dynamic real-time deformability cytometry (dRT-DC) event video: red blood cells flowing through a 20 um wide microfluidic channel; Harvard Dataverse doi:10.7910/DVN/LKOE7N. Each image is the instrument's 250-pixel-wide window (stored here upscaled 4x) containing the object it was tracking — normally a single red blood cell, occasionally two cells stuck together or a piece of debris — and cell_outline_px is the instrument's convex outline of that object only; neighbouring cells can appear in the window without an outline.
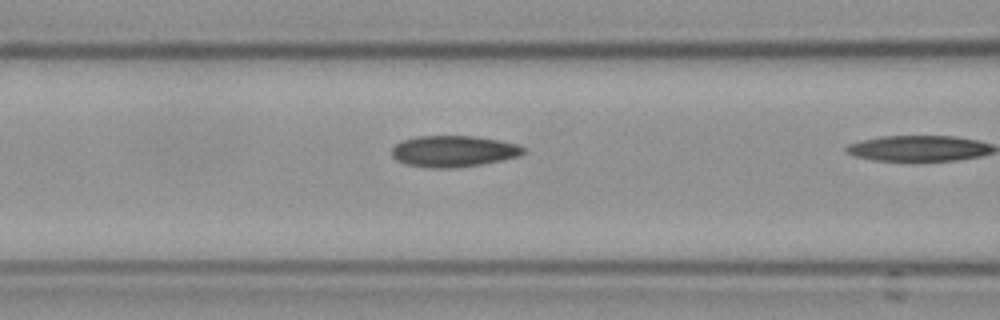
{"species": "Egyptian fruit bat (a non-hibernating species)", "species_latin": "Rousettus aegyptiacus", "temperature_condition": "cold", "stored_images_in_passage": 22, "camera_frame_rate_fps": 3000, "um_per_image_px": 0.085, "frame": {"image": 1, "passage_image": 21, "time_ms": 6.667, "image_size_px": [1000, 320], "cell_outline_px": [[524, 152], [520, 156], [480, 164], [456, 168], [432, 168], [408, 164], [396, 160], [392, 156], [392, 148], [396, 144], [404, 140], [416, 136], [476, 136], [516, 144], [524, 148]], "centroid_in_image_um": [38.53, 12.85], "position_along_channel_um": 128.1, "area_um2": 23.76}}